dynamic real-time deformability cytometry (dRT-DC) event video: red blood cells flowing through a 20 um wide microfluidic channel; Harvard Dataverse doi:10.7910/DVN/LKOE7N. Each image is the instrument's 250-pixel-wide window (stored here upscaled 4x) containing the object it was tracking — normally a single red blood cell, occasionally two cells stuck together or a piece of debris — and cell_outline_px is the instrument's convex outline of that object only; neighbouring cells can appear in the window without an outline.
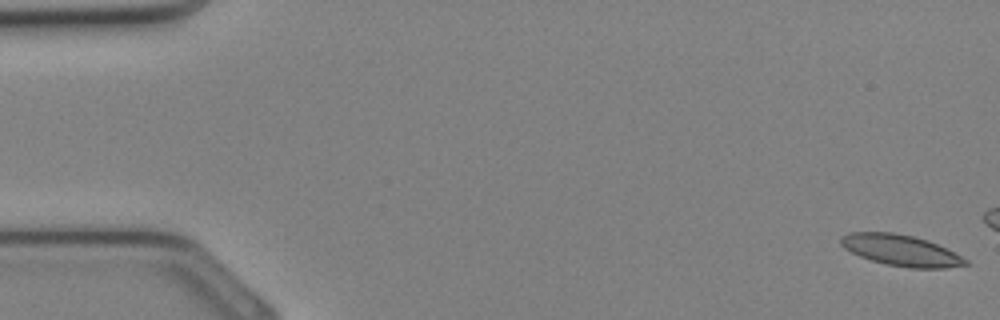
{"species": "Egyptian fruit bat (a non-hibernating species)", "species_latin": "Rousettus aegyptiacus", "temperature_condition": "cold", "stored_images_in_passage": 8, "camera_frame_rate_fps": 3000, "um_per_image_px": 0.085, "animal": {"sex": "female"}, "frame": {"image": 1, "passage_image": 1, "time_ms": 0.0, "image_size_px": [1000, 320], "cell_outline_px": [[968, 264], [944, 268], [908, 268], [888, 264], [872, 260], [860, 256], [844, 248], [840, 244], [840, 236], [848, 232], [892, 232], [912, 236], [928, 240], [968, 260]], "centroid_in_image_um": [76.53, 21.27], "position_along_channel_um": 8.5, "area_um2": 22.31}}